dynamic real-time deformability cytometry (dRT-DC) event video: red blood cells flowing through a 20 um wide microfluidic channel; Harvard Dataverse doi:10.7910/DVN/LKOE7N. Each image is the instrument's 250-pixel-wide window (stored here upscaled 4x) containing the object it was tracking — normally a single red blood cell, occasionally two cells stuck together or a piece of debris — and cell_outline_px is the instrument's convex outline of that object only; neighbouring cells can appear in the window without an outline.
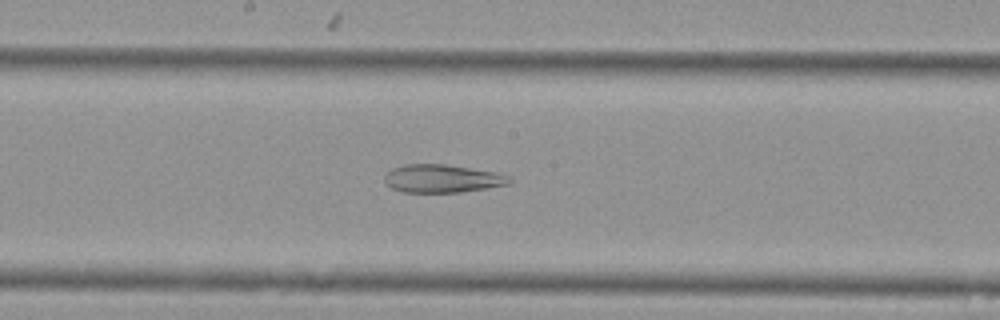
{"species": "Egyptian fruit bat (a non-hibernating species)", "species_latin": "Rousettus aegyptiacus", "temperature_condition": "cold", "stored_images_in_passage": 50, "camera_frame_rate_fps": 3000, "um_per_image_px": 0.085, "animal": {"sex": "female"}, "frame": {"image": 1, "passage_image": 29, "time_ms": 9.333, "image_size_px": [1000, 320], "cell_outline_px": [[512, 180], [508, 184], [488, 188], [460, 192], [404, 192], [392, 188], [384, 180], [384, 176], [392, 168], [404, 164], [444, 164], [496, 172], [508, 176]], "centroid_in_image_um": [37.58, 15.17], "position_along_channel_um": 210.6, "area_um2": 20.29}}
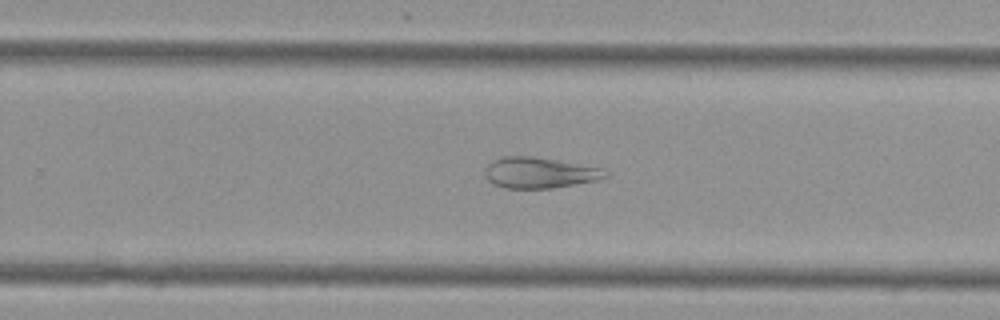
{"frame": {"image": 2, "passage_image": 35, "time_ms": 11.333, "image_size_px": [1000, 320], "cell_outline_px": [[608, 176], [596, 180], [552, 188], [504, 188], [492, 184], [488, 180], [484, 172], [488, 164], [492, 160], [504, 156], [532, 156], [604, 168], [608, 172]], "centroid_in_image_um": [45.84, 14.68], "position_along_channel_um": 284.0, "area_um2": 21.62}}
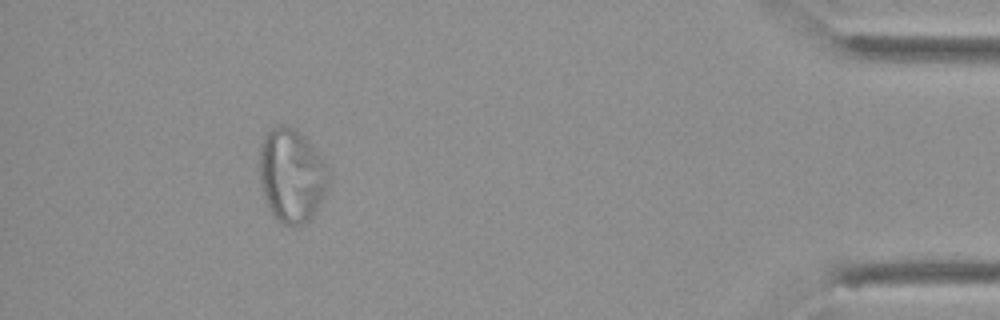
{"frame": {"image": 3, "passage_image": 50, "time_ms": 16.333, "image_size_px": [1000, 320], "cell_outline_px": [[328, 180], [324, 196], [312, 216], [308, 220], [296, 228], [284, 224], [276, 220], [264, 196], [260, 184], [260, 148], [264, 136], [272, 128], [280, 124], [284, 124], [296, 128], [308, 140], [324, 160], [328, 172]], "centroid_in_image_um": [24.78, 14.9], "position_along_channel_um": 410.4, "area_um2": 37.69}, "authors_computed_cell_mechanics": {"area_um2": 23.8714, "velocity_mm_per_s": 3.6777, "shape_relaxation_time_tau1_ms": null, "shape_relaxation_time_tau2_ms": 2.9329, "deformation_change_tau1": null, "deformation_change_tau2": 0.0991}}